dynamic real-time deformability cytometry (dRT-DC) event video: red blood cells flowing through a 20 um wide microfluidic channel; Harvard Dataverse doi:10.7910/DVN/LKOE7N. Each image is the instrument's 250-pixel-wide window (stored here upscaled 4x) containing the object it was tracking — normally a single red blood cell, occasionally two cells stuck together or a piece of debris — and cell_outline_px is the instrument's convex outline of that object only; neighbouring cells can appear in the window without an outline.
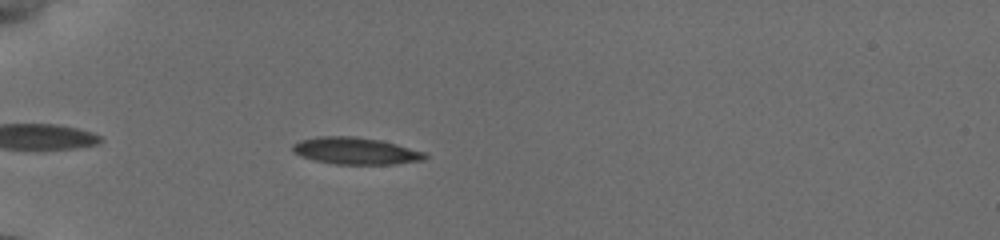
{"species": "common noctule bat (a hibernating species)", "species_latin": "Nyctalus noctula", "temperature_condition": "cold", "stored_images_in_passage": 46, "camera_frame_rate_fps": 3000, "um_per_image_px": 0.085, "animal": {"sex": "female", "body_mass_g": 19.5, "forearm_length_mm": 54.1}, "frame": {"image": 1, "passage_image": 8, "time_ms": 1.333, "image_size_px": [1000, 240], "cell_outline_px": [[428, 156], [424, 160], [392, 164], [336, 164], [316, 160], [292, 152], [292, 144], [300, 140], [320, 136], [352, 136], [380, 140], [396, 144], [424, 152]], "centroid_in_image_um": [30.22, 12.82], "position_along_channel_um": 54.8, "area_um2": 20.52}}
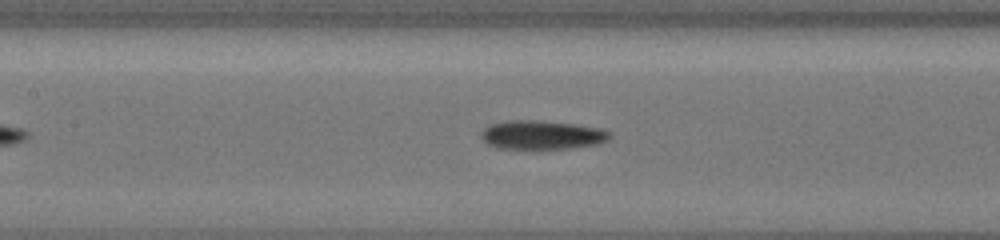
{"frame": {"image": 2, "passage_image": 21, "time_ms": 4.667, "image_size_px": [1000, 240], "cell_outline_px": [[612, 136], [608, 140], [600, 144], [572, 148], [536, 152], [532, 152], [496, 148], [488, 144], [480, 136], [484, 128], [488, 124], [508, 120], [532, 120], [572, 124], [600, 128], [612, 132]], "centroid_in_image_um": [46.04, 11.53], "position_along_channel_um": 161.4, "area_um2": 22.77}}
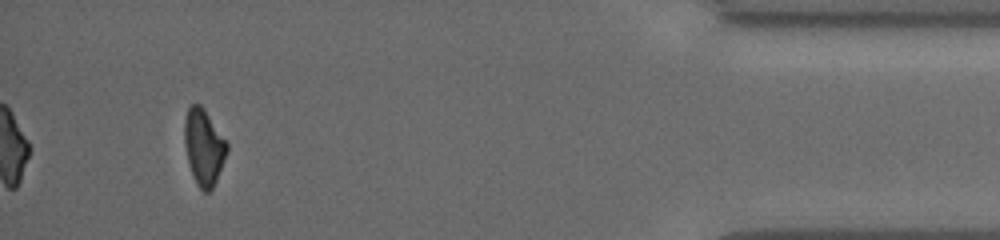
{"frame": {"image": 3, "passage_image": 44, "time_ms": 12.667, "image_size_px": [1000, 240], "cell_outline_px": [[228, 152], [216, 180], [212, 188], [208, 192], [204, 192], [200, 188], [192, 172], [188, 160], [184, 144], [184, 120], [188, 108], [192, 104], [200, 104], [204, 108], [228, 144]], "centroid_in_image_um": [17.32, 12.47], "position_along_channel_um": 417.9, "area_um2": 18.55}, "authors_computed_cell_mechanics": {"area_um2": 20.5479, "velocity_mm_per_s": 3.8406, "shape_relaxation_time_tau1_ms": 4.5114, "shape_relaxation_time_tau2_ms": null, "deformation_change_tau1": 0.1592, "deformation_change_tau2": null}}